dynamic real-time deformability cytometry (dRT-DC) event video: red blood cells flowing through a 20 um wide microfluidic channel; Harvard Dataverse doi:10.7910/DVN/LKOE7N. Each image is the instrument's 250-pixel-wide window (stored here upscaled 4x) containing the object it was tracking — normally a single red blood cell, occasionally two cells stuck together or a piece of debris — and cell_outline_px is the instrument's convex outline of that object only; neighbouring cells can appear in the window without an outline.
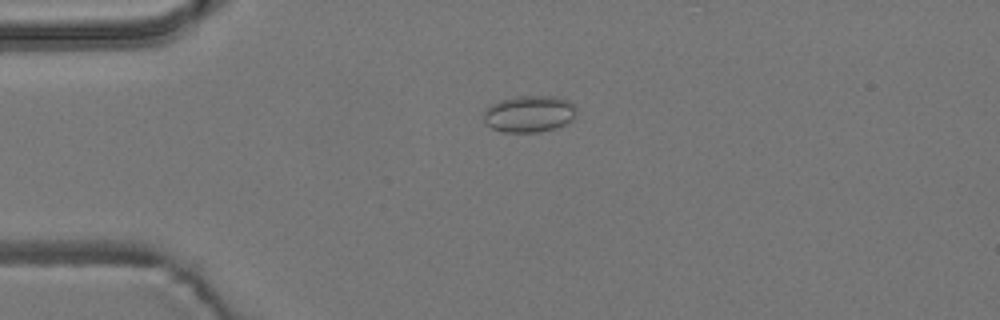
{"species": "common noctule bat (a hibernating species)", "species_latin": "Nyctalus noctula", "temperature_condition": "room temperature", "stored_images_in_passage": 3, "camera_frame_rate_fps": 3000, "um_per_image_px": 0.085, "animal": {"sex": "male", "body_mass_g": 19.2, "forearm_length_mm": 51.8}, "frame": {"image": 1, "passage_image": 1, "time_ms": 0.0, "image_size_px": [1000, 320], "cell_outline_px": [[576, 116], [572, 120], [556, 128], [536, 132], [504, 132], [492, 128], [484, 120], [484, 112], [492, 104], [500, 100], [516, 96], [556, 96], [568, 100], [576, 104]], "centroid_in_image_um": [45.03, 9.66], "position_along_channel_um": 40.0, "area_um2": 19.88}}